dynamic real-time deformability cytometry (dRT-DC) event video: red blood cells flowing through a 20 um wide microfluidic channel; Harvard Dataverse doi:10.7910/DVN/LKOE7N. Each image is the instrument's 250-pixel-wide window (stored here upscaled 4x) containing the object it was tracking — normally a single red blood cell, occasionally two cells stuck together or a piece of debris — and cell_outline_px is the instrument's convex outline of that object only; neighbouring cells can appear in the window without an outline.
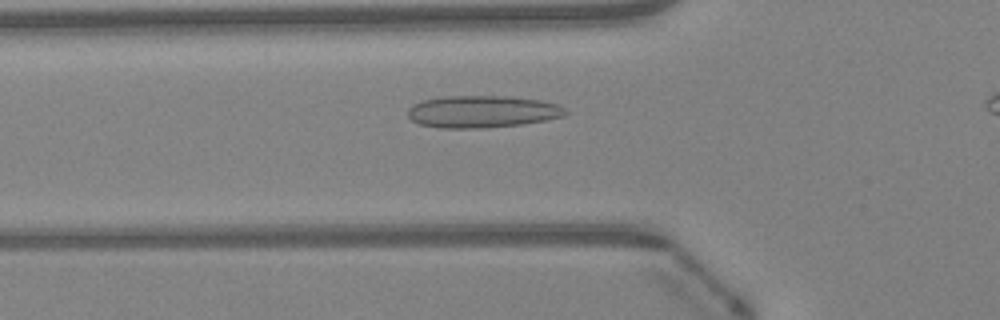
{"species": "Egyptian fruit bat (a non-hibernating species)", "species_latin": "Rousettus aegyptiacus", "temperature_condition": "warm", "stored_images_in_passage": 36, "camera_frame_rate_fps": 3000, "um_per_image_px": 0.085, "animal": {"sex": "female"}, "frame": {"image": 1, "passage_image": 12, "time_ms": 3.667, "image_size_px": [1000, 320], "cell_outline_px": [[568, 112], [564, 116], [544, 120], [520, 124], [484, 128], [440, 128], [420, 124], [412, 120], [408, 116], [408, 108], [412, 104], [424, 100], [444, 96], [508, 96], [540, 100], [556, 104], [564, 108]], "centroid_in_image_um": [40.96, 9.48], "position_along_channel_um": 84.8, "area_um2": 29.42}}
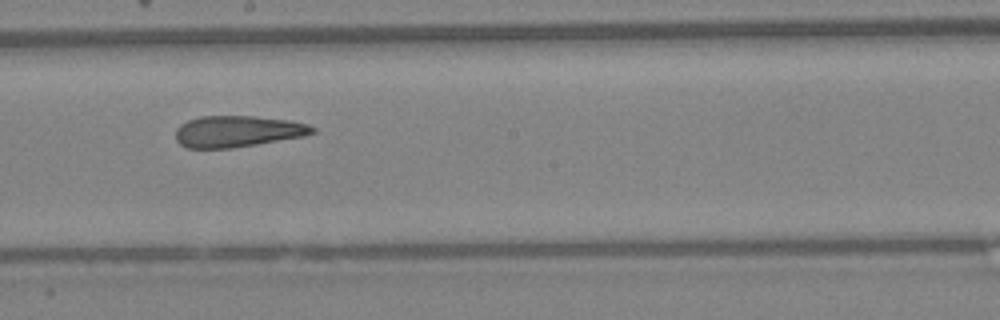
{"frame": {"image": 2, "passage_image": 22, "time_ms": 7.0, "image_size_px": [1000, 320], "cell_outline_px": [[316, 132], [304, 136], [232, 148], [188, 148], [180, 144], [176, 140], [176, 128], [180, 124], [188, 120], [200, 116], [252, 116], [288, 120], [308, 124], [316, 128]], "centroid_in_image_um": [20.18, 11.16], "position_along_channel_um": 228.0, "area_um2": 24.97}}
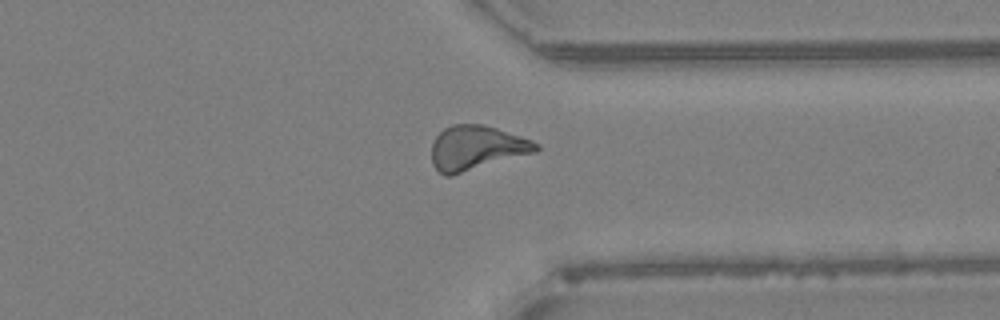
{"frame": {"image": 3, "passage_image": 32, "time_ms": 10.333, "image_size_px": [1000, 320], "cell_outline_px": [[540, 148], [536, 152], [452, 176], [444, 176], [432, 164], [432, 144], [436, 136], [444, 128], [452, 124], [484, 124], [532, 140], [540, 144]], "centroid_in_image_um": [40.5, 12.57], "position_along_channel_um": 370.9, "area_um2": 27.17}, "authors_computed_cell_mechanics": {"area_um2": 26.1256, "velocity_mm_per_s": 4.3095, "shape_relaxation_time_tau1_ms": null, "shape_relaxation_time_tau2_ms": 2.0099, "deformation_change_tau1": null, "deformation_change_tau2": 0.1024}}